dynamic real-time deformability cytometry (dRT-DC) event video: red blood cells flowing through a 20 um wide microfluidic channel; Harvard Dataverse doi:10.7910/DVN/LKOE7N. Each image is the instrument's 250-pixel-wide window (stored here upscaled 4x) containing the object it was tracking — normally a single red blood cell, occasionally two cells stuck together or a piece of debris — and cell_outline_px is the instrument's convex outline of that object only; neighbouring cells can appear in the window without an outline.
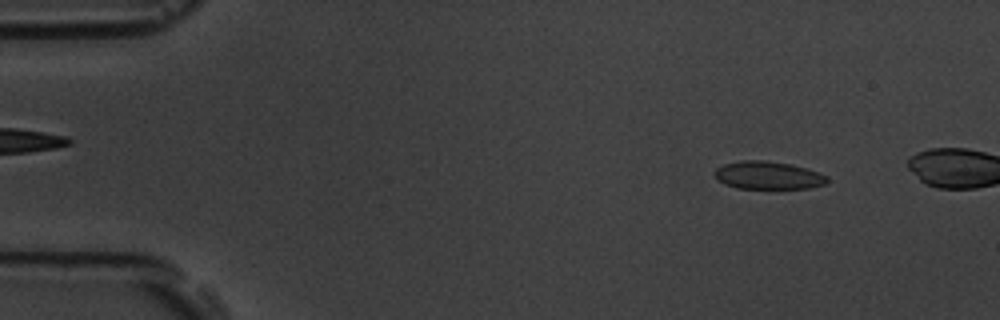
{"species": "common noctule bat (a hibernating species)", "species_latin": "Nyctalus noctula", "temperature_condition": "room temperature", "stored_images_in_passage": 5, "camera_frame_rate_fps": 3000, "um_per_image_px": 0.085, "animal": {"sex": "male", "body_mass_g": 19.5, "forearm_length_mm": 54.6}, "frame": {"image": 1, "passage_image": 2, "time_ms": 0.333, "image_size_px": [1000, 320], "cell_outline_px": [[828, 180], [824, 184], [808, 188], [736, 188], [724, 184], [716, 180], [712, 172], [716, 168], [724, 164], [744, 160], [764, 160], [792, 164], [828, 176]], "centroid_in_image_um": [65.22, 14.9], "position_along_channel_um": 19.8, "area_um2": 18.26}}